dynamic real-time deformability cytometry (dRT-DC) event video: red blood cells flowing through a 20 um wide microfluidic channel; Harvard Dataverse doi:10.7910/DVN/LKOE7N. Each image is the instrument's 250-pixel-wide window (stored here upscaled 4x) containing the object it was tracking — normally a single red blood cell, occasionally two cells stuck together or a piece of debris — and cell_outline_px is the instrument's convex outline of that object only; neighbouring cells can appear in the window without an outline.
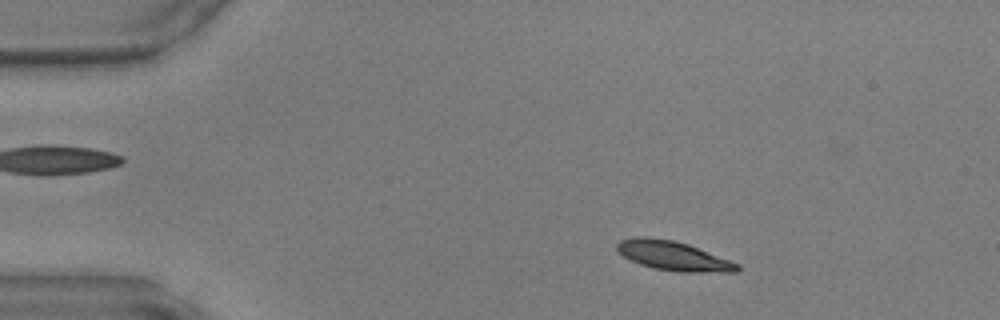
{"species": "common noctule bat (a hibernating species)", "species_latin": "Nyctalus noctula", "temperature_condition": "warm", "stored_images_in_passage": 29, "camera_frame_rate_fps": 3000, "um_per_image_px": 0.085, "animal": {"sex": "male", "body_mass_g": 17.9, "forearm_length_mm": 54.2}, "frame": {"image": 1, "passage_image": 6, "time_ms": 1.667, "image_size_px": [1000, 320], "cell_outline_px": [[740, 268], [736, 272], [676, 272], [652, 268], [640, 264], [616, 252], [616, 244], [620, 240], [636, 236], [648, 236], [676, 240], [688, 244], [740, 264]], "centroid_in_image_um": [57.2, 21.73], "position_along_channel_um": 27.8, "area_um2": 20.81}}
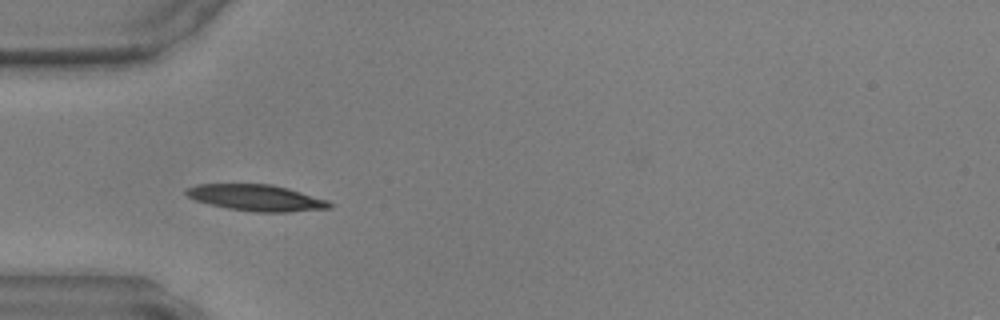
{"frame": {"image": 2, "passage_image": 13, "time_ms": 4.0, "image_size_px": [1000, 320], "cell_outline_px": [[332, 208], [288, 212], [256, 212], [228, 208], [196, 200], [188, 196], [184, 192], [188, 188], [196, 184], [272, 184], [288, 188], [328, 200], [332, 204]], "centroid_in_image_um": [21.82, 16.81], "position_along_channel_um": 63.2, "area_um2": 21.79}}